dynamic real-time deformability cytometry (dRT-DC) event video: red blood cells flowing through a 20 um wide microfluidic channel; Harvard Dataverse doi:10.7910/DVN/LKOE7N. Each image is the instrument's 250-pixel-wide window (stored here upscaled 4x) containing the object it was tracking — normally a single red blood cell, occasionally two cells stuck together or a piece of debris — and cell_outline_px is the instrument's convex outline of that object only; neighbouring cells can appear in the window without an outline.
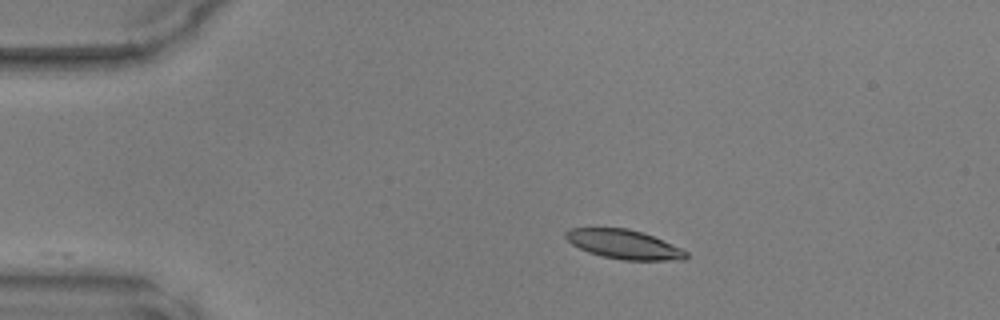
{"species": "common noctule bat (a hibernating species)", "species_latin": "Nyctalus noctula", "temperature_condition": "warm", "stored_images_in_passage": 18, "camera_frame_rate_fps": 3000, "um_per_image_px": 0.085, "animal": {"sex": "male", "body_mass_g": 17.9, "forearm_length_mm": 54.2}, "frame": {"image": 1, "passage_image": 1, "time_ms": 0.0, "image_size_px": [1000, 320], "cell_outline_px": [[688, 256], [684, 260], [624, 260], [604, 256], [588, 252], [572, 244], [564, 236], [564, 232], [568, 228], [628, 228], [644, 232], [680, 248], [688, 252]], "centroid_in_image_um": [53.03, 20.76], "position_along_channel_um": 32.0, "area_um2": 20.4}}